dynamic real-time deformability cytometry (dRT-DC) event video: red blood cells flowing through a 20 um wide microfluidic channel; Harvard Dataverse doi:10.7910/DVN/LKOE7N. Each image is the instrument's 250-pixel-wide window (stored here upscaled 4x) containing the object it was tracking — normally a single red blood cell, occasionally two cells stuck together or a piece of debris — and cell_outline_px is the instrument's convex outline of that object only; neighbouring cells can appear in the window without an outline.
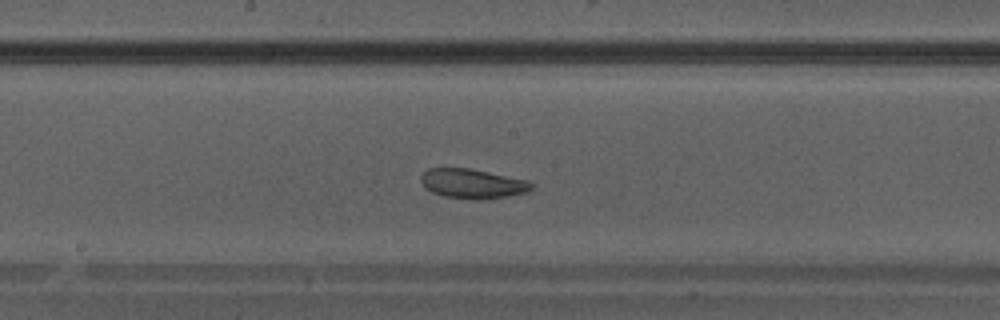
{"species": "Egyptian fruit bat (a non-hibernating species)", "species_latin": "Rousettus aegyptiacus", "temperature_condition": "warm", "stored_images_in_passage": 33, "camera_frame_rate_fps": 3000, "um_per_image_px": 0.085, "animal": {"sex": "male"}, "frame": {"image": 1, "passage_image": 15, "time_ms": 4.667, "image_size_px": [1000, 320], "cell_outline_px": [[532, 188], [524, 192], [504, 196], [476, 200], [444, 196], [432, 192], [424, 188], [420, 180], [420, 176], [428, 168], [472, 168], [528, 180], [532, 184]], "centroid_in_image_um": [40.1, 15.59], "position_along_channel_um": 208.1, "area_um2": 18.96}}
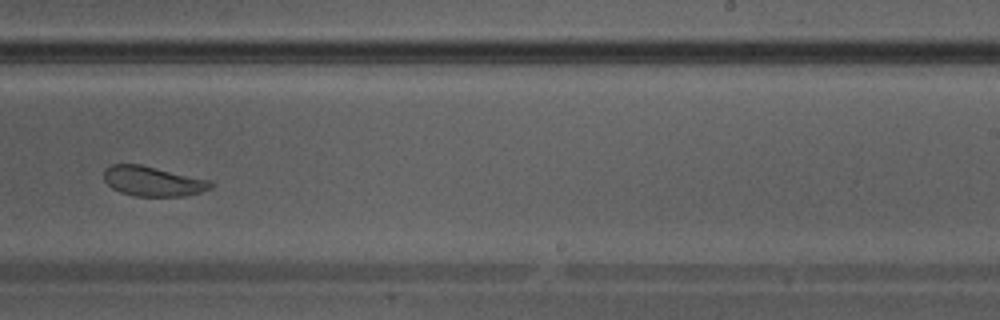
{"frame": {"image": 2, "passage_image": 19, "time_ms": 6.0, "image_size_px": [1000, 320], "cell_outline_px": [[212, 188], [200, 192], [184, 196], [136, 196], [120, 192], [112, 188], [104, 180], [104, 168], [112, 164], [140, 164], [212, 180]], "centroid_in_image_um": [13.0, 15.4], "position_along_channel_um": 276.0, "area_um2": 18.67}}